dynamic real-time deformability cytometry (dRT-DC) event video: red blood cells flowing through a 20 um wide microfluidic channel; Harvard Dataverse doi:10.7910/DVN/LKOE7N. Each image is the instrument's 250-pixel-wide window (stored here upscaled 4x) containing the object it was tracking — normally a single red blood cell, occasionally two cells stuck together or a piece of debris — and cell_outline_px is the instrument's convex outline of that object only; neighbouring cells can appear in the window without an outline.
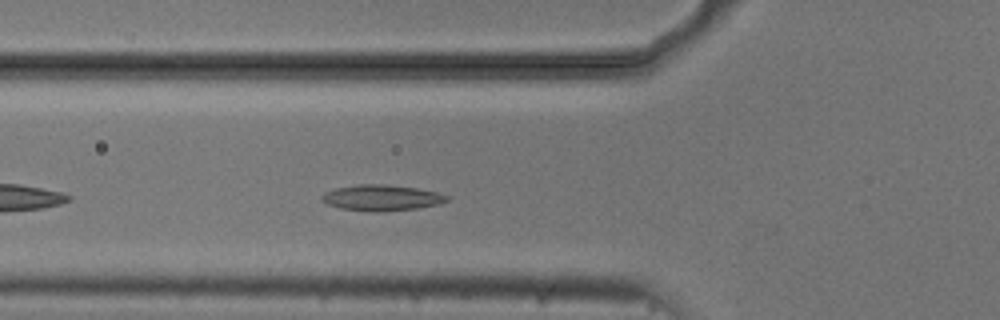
{"species": "common noctule bat (a hibernating species)", "species_latin": "Nyctalus noctula", "temperature_condition": "cold", "stored_images_in_passage": 41, "camera_frame_rate_fps": 3000, "um_per_image_px": 0.085, "animal": {"sex": "male", "body_mass_g": 20.5, "forearm_length_mm": 52.5}, "frame": {"image": 1, "passage_image": 6, "time_ms": 1.667, "image_size_px": [1000, 320], "cell_outline_px": [[448, 200], [440, 204], [416, 208], [380, 212], [376, 212], [340, 208], [328, 204], [320, 200], [320, 196], [324, 192], [336, 188], [360, 184], [384, 184], [416, 188], [436, 192], [448, 196]], "centroid_in_image_um": [32.4, 16.81], "position_along_channel_um": 93.4, "area_um2": 18.79}}
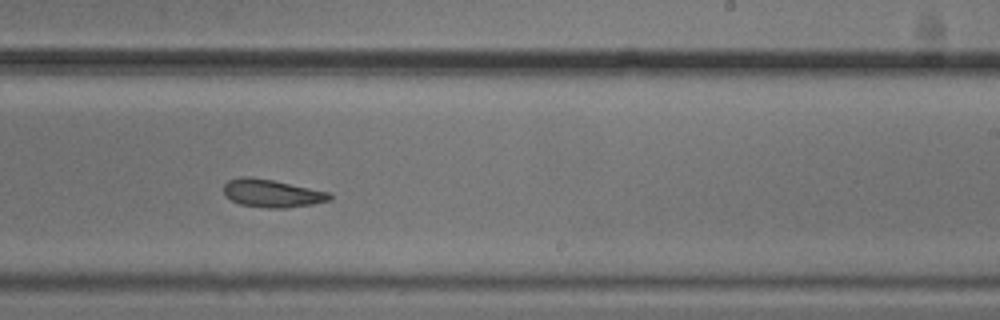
{"frame": {"image": 2, "passage_image": 20, "time_ms": 6.333, "image_size_px": [1000, 320], "cell_outline_px": [[332, 200], [312, 204], [284, 208], [268, 208], [240, 204], [232, 200], [224, 192], [224, 184], [228, 180], [240, 176], [248, 176], [272, 180], [332, 192]], "centroid_in_image_um": [23.16, 16.42], "position_along_channel_um": 265.8, "area_um2": 17.22}}
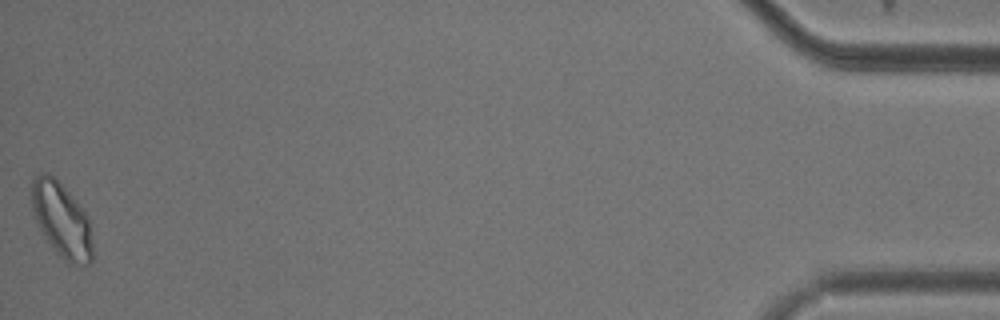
{"frame": {"image": 3, "passage_image": 41, "time_ms": 13.333, "image_size_px": [1000, 320], "cell_outline_px": [[92, 264], [84, 268], [68, 264], [56, 252], [40, 228], [36, 220], [32, 208], [32, 180], [40, 172], [48, 172], [68, 192], [88, 216], [92, 244]], "centroid_in_image_um": [5.27, 18.76], "position_along_channel_um": 429.9, "area_um2": 26.36}, "authors_computed_cell_mechanics": {"area_um2": 18.1492, "velocity_mm_per_s": 3.6945, "shape_relaxation_time_tau1_ms": null, "shape_relaxation_time_tau2_ms": 7.1307, "deformation_change_tau1": null, "deformation_change_tau2": 0.1466}}